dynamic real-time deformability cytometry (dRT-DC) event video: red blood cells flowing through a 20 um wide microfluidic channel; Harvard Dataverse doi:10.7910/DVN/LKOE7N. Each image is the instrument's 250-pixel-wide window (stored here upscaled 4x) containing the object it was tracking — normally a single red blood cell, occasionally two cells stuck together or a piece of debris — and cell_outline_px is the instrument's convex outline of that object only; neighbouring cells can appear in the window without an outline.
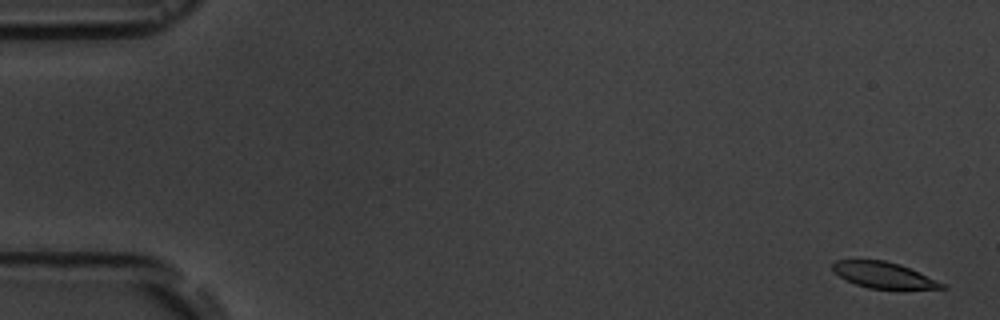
{"species": "common noctule bat (a hibernating species)", "species_latin": "Nyctalus noctula", "temperature_condition": "room temperature", "stored_images_in_passage": 17, "segment_of_instrument_passage": [1, 2], "camera_frame_rate_fps": 3000, "um_per_image_px": 0.085, "animal": {"sex": "male", "body_mass_g": 19.5, "forearm_length_mm": 54.6}, "frame": {"image": 1, "passage_image": 1, "time_ms": 0.0, "image_size_px": [1000, 320], "cell_outline_px": [[948, 288], [868, 288], [856, 284], [840, 276], [832, 268], [832, 264], [836, 260], [884, 260], [900, 264], [944, 284]], "centroid_in_image_um": [75.06, 23.36], "position_along_channel_um": 9.9, "area_um2": 15.95}}
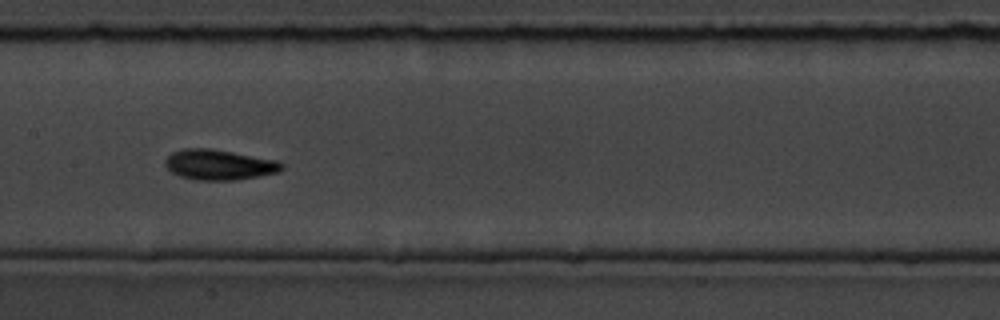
{"frame": {"image": 2, "passage_image": 9, "time_ms": 9.0, "image_size_px": [1000, 320], "cell_outline_px": [[284, 168], [280, 172], [236, 180], [196, 180], [180, 176], [172, 172], [164, 164], [164, 160], [172, 152], [184, 148], [212, 148], [276, 160], [284, 164]], "centroid_in_image_um": [18.63, 14.0], "position_along_channel_um": 188.8, "area_um2": 20.69}}
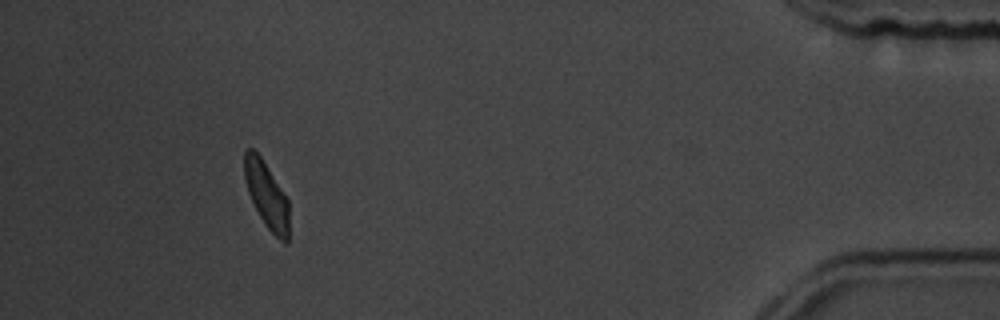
{"frame": {"image": 3, "passage_image": 16, "time_ms": 17.0, "image_size_px": [1000, 320], "cell_outline_px": [[288, 244], [284, 244], [264, 224], [248, 192], [244, 176], [244, 152], [248, 148], [252, 148], [260, 156], [288, 200]], "centroid_in_image_um": [22.65, 16.59], "position_along_channel_um": 412.5, "area_um2": 16.82}}